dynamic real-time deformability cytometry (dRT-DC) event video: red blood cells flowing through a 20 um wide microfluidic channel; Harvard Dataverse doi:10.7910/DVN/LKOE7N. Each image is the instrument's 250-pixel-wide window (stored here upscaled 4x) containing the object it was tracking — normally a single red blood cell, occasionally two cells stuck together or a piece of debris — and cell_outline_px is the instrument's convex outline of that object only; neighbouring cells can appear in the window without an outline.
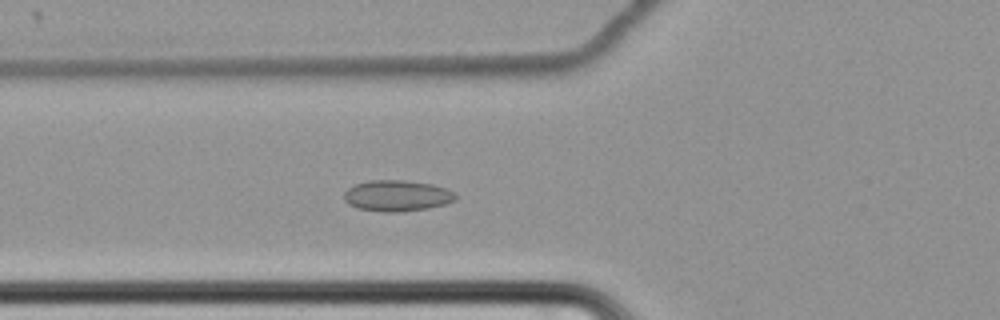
{"species": "common noctule bat (a hibernating species)", "species_latin": "Nyctalus noctula", "temperature_condition": "cold", "stored_images_in_passage": 58, "camera_frame_rate_fps": 3000, "um_per_image_px": 0.085, "animal": {"sex": "female", "body_mass_g": 22.7, "forearm_length_mm": 54.2}, "frame": {"image": 1, "passage_image": 20, "time_ms": 6.333, "image_size_px": [1000, 320], "cell_outline_px": [[456, 200], [444, 204], [428, 208], [396, 212], [384, 212], [356, 208], [348, 204], [344, 200], [344, 192], [348, 188], [356, 184], [368, 180], [404, 180], [432, 184], [456, 192]], "centroid_in_image_um": [33.73, 16.63], "position_along_channel_um": 92.1, "area_um2": 20.23}}
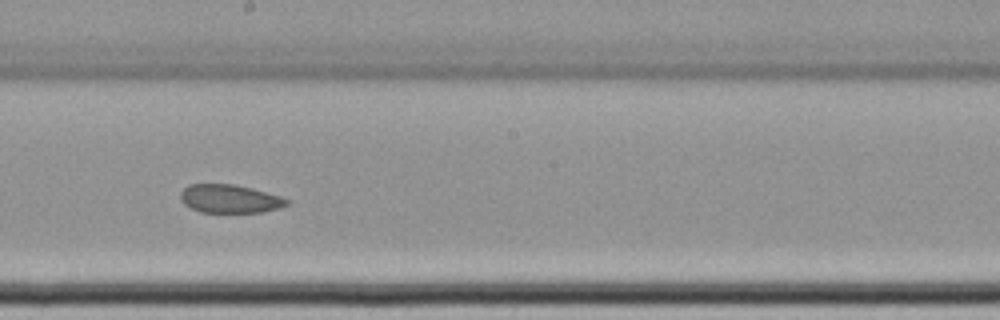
{"frame": {"image": 2, "passage_image": 32, "time_ms": 10.333, "image_size_px": [1000, 320], "cell_outline_px": [[288, 204], [280, 208], [260, 212], [200, 212], [184, 204], [180, 200], [180, 192], [188, 184], [232, 184], [252, 188], [280, 196], [288, 200]], "centroid_in_image_um": [19.5, 16.89], "position_along_channel_um": 228.7, "area_um2": 17.51}}
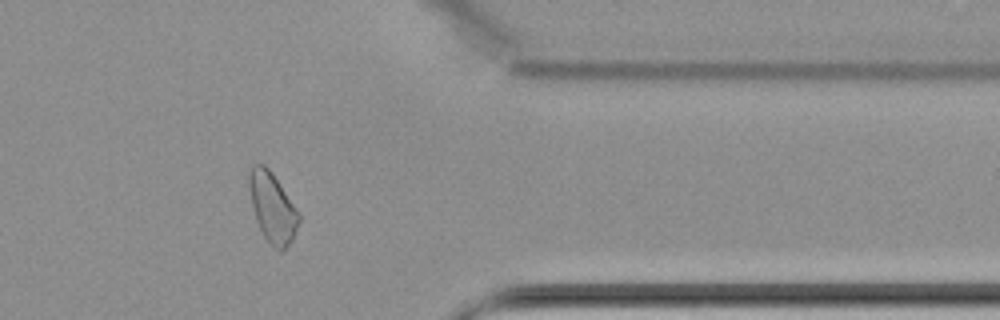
{"frame": {"image": 3, "passage_image": 47, "time_ms": 15.333, "image_size_px": [1000, 320], "cell_outline_px": [[300, 220], [292, 240], [280, 252], [264, 236], [256, 220], [252, 204], [248, 184], [248, 172], [252, 164], [264, 164], [272, 172], [300, 212]], "centroid_in_image_um": [23.16, 17.58], "position_along_channel_um": 388.2, "area_um2": 20.11}, "authors_computed_cell_mechanics": {"area_um2": 20.2878, "velocity_mm_per_s": 3.4284, "shape_relaxation_time_tau1_ms": null, "shape_relaxation_time_tau2_ms": 5.6652, "deformation_change_tau1": null, "deformation_change_tau2": 0.0833}}